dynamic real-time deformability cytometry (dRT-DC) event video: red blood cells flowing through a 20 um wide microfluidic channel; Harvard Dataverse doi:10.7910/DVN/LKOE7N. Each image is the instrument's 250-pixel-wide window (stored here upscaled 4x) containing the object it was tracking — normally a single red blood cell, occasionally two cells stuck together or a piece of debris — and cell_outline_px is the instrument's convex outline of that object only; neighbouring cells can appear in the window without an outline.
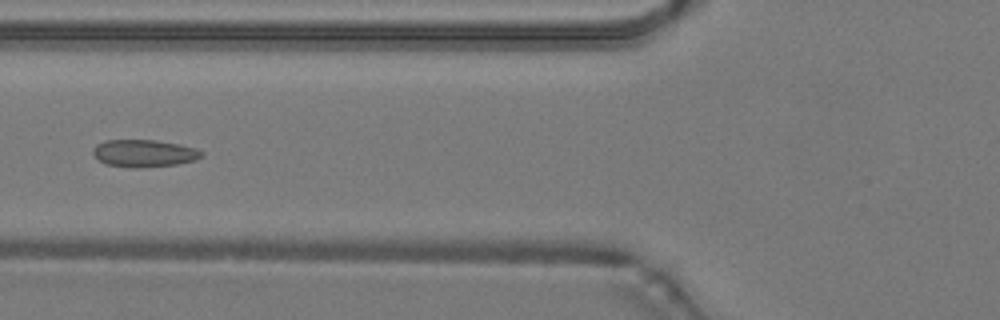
{"species": "common noctule bat (a hibernating species)", "species_latin": "Nyctalus noctula", "temperature_condition": "warm", "stored_images_in_passage": 46, "camera_frame_rate_fps": 3000, "um_per_image_px": 0.085, "animal": {"sex": "male", "body_mass_g": 19.2, "forearm_length_mm": 51.8}, "frame": {"image": 1, "passage_image": 17, "time_ms": 5.333, "image_size_px": [1000, 320], "cell_outline_px": [[204, 156], [196, 160], [176, 164], [140, 168], [136, 168], [104, 164], [92, 152], [92, 148], [96, 144], [104, 140], [156, 140], [180, 144], [196, 148], [204, 152]], "centroid_in_image_um": [12.27, 13.02], "position_along_channel_um": 113.5, "area_um2": 17.46}}
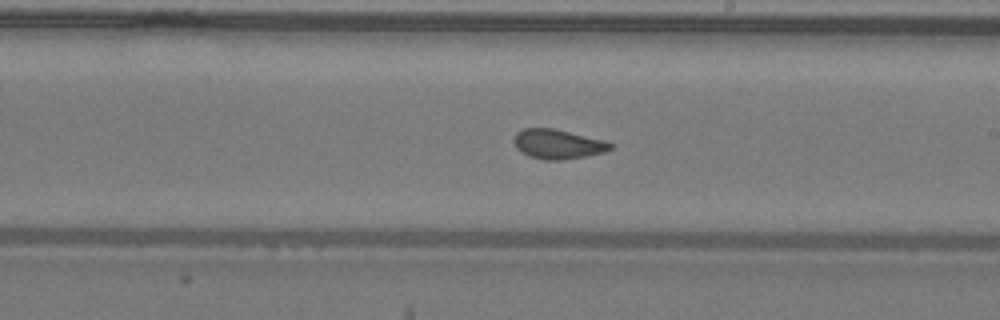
{"frame": {"image": 2, "passage_image": 26, "time_ms": 8.333, "image_size_px": [1000, 320], "cell_outline_px": [[616, 144], [612, 148], [604, 152], [584, 156], [560, 160], [544, 160], [532, 156], [516, 148], [512, 140], [516, 132], [524, 128], [552, 128], [608, 140]], "centroid_in_image_um": [47.46, 12.23], "position_along_channel_um": 241.5, "area_um2": 16.7}}
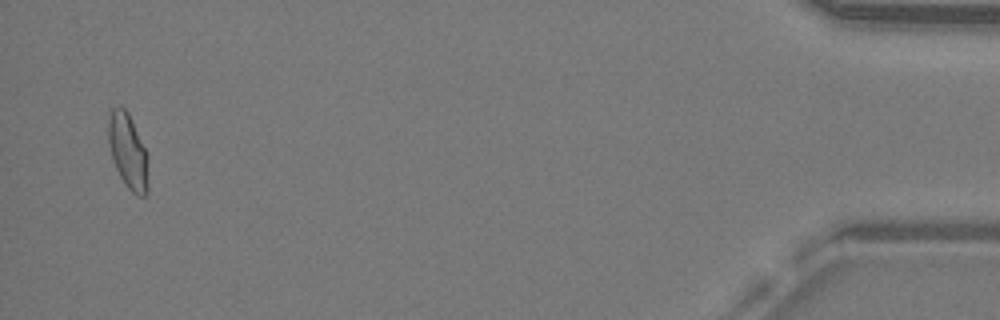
{"frame": {"image": 3, "passage_image": 45, "time_ms": 14.667, "image_size_px": [1000, 320], "cell_outline_px": [[148, 192], [144, 196], [136, 196], [124, 184], [112, 160], [108, 144], [108, 120], [112, 108], [120, 104], [128, 112], [148, 156]], "centroid_in_image_um": [10.87, 12.88], "position_along_channel_um": 424.3, "area_um2": 17.69}, "authors_computed_cell_mechanics": {"area_um2": 17.1955, "velocity_mm_per_s": 4.2635, "shape_relaxation_time_tau1_ms": null, "shape_relaxation_time_tau2_ms": 0.692, "deformation_change_tau1": null, "deformation_change_tau2": 0.0563}}